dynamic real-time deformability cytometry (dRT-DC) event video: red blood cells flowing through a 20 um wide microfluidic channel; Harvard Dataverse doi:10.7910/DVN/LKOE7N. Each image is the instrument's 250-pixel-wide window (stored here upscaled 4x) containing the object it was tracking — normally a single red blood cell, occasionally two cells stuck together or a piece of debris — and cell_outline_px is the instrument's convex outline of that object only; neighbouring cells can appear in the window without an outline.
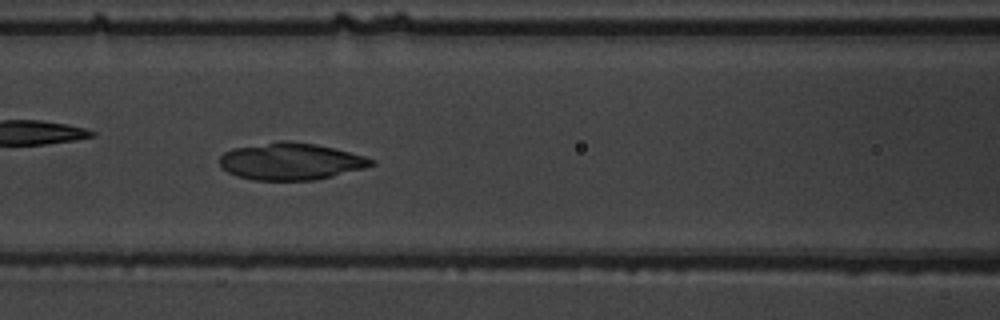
{"species": "common noctule bat (a hibernating species)", "species_latin": "Nyctalus noctula", "temperature_condition": "warm", "stored_images_in_passage": 37, "camera_frame_rate_fps": 3000, "um_per_image_px": 0.085, "animal": {"sex": "male", "body_mass_g": 19.5, "forearm_length_mm": 54.6}, "frame": {"image": 1, "passage_image": 11, "time_ms": 3.333, "image_size_px": [1000, 320], "cell_outline_px": [[376, 164], [364, 168], [316, 180], [252, 180], [236, 176], [220, 168], [220, 156], [224, 152], [232, 148], [280, 140], [288, 140], [316, 144], [364, 156], [376, 160]], "centroid_in_image_um": [24.68, 13.72], "position_along_channel_um": 141.9, "area_um2": 32.83}}
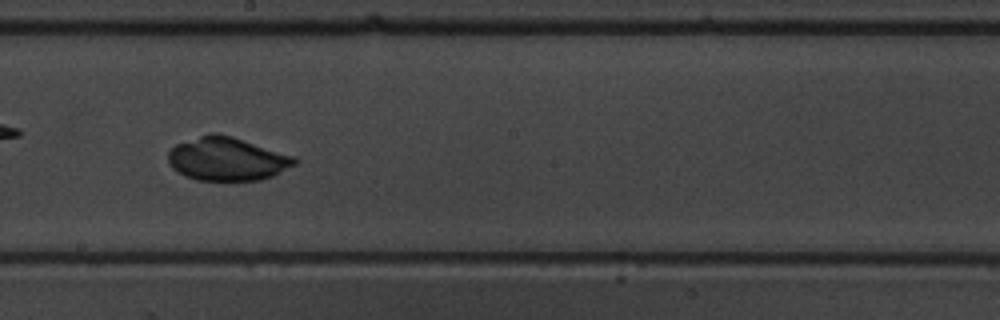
{"frame": {"image": 2, "passage_image": 18, "time_ms": 5.667, "image_size_px": [1000, 320], "cell_outline_px": [[300, 160], [296, 164], [272, 176], [260, 180], [196, 180], [184, 176], [172, 168], [168, 164], [168, 152], [176, 144], [208, 132], [216, 132], [232, 136], [296, 156]], "centroid_in_image_um": [19.3, 13.5], "position_along_channel_um": 228.9, "area_um2": 32.31}}
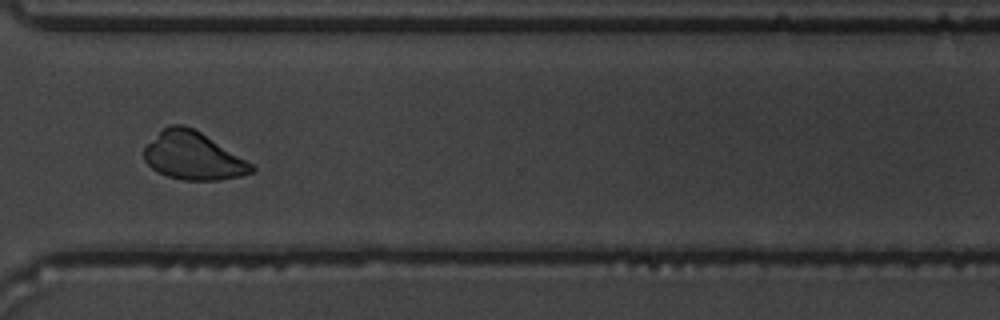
{"frame": {"image": 3, "passage_image": 28, "time_ms": 9.0, "image_size_px": [1000, 320], "cell_outline_px": [[256, 168], [252, 172], [240, 176], [216, 180], [184, 180], [168, 176], [152, 168], [144, 160], [144, 148], [164, 128], [172, 124], [184, 124], [200, 132], [252, 164]], "centroid_in_image_um": [16.4, 13.26], "position_along_channel_um": 354.2, "area_um2": 29.25}}